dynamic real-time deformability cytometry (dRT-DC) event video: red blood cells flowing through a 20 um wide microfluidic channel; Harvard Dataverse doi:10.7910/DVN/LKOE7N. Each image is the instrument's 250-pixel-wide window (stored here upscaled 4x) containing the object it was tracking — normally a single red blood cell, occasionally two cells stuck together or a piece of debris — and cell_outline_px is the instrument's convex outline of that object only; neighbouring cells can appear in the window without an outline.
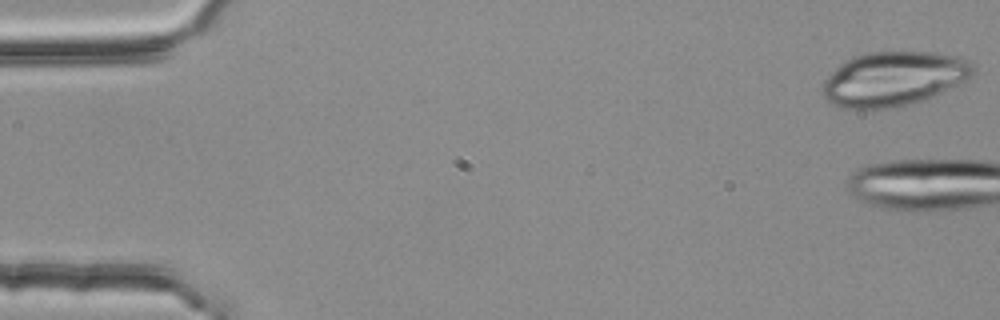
{"species": "common noctule bat (a hibernating species)", "species_latin": "Nyctalus noctula", "temperature_condition": "room temperature", "stored_images_in_passage": 4, "camera_frame_rate_fps": 3000, "um_per_image_px": 0.085, "animal": {"sex": "female", "body_mass_g": 25.1}, "frame": {"image": 1, "passage_image": 1, "time_ms": 0.0, "image_size_px": [1000, 320], "cell_outline_px": [[976, 72], [968, 80], [916, 104], [900, 108], [840, 108], [832, 104], [820, 92], [820, 88], [824, 80], [840, 64], [852, 56], [868, 52], [936, 52], [960, 56], [968, 60], [972, 64]], "centroid_in_image_um": [75.98, 6.7], "position_along_channel_um": 9.0, "area_um2": 48.44}}